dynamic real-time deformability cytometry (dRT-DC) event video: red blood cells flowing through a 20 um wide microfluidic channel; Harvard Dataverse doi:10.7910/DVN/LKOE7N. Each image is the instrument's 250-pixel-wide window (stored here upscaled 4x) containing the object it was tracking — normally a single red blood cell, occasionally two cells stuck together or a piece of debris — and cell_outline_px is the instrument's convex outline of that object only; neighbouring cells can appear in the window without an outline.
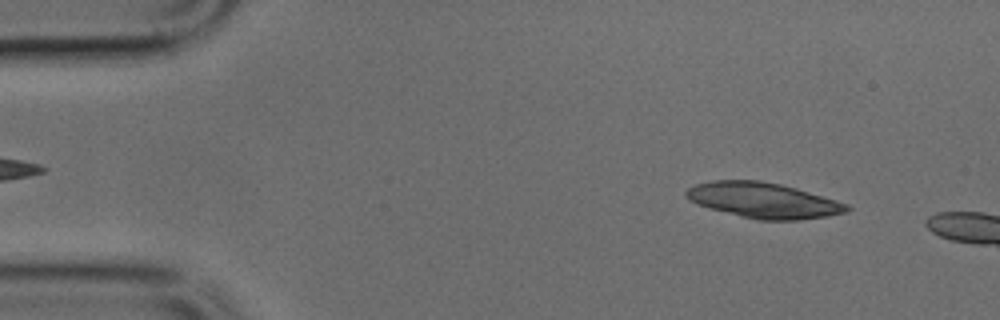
{"species": "common noctule bat (a hibernating species)", "species_latin": "Nyctalus noctula", "temperature_condition": "cold", "stored_images_in_passage": 7, "camera_frame_rate_fps": 3000, "um_per_image_px": 0.085, "animal": {"sex": "male", "body_mass_g": 17.9, "forearm_length_mm": 54.2}, "frame": {"image": 1, "passage_image": 4, "time_ms": 1.0, "image_size_px": [1000, 320], "cell_outline_px": [[852, 208], [848, 212], [828, 216], [800, 220], [760, 220], [712, 208], [688, 200], [684, 196], [684, 192], [688, 188], [696, 184], [712, 180], [760, 180], [780, 184], [796, 188], [836, 200], [848, 204]], "centroid_in_image_um": [64.92, 17.02], "position_along_channel_um": 20.1, "area_um2": 32.95}}